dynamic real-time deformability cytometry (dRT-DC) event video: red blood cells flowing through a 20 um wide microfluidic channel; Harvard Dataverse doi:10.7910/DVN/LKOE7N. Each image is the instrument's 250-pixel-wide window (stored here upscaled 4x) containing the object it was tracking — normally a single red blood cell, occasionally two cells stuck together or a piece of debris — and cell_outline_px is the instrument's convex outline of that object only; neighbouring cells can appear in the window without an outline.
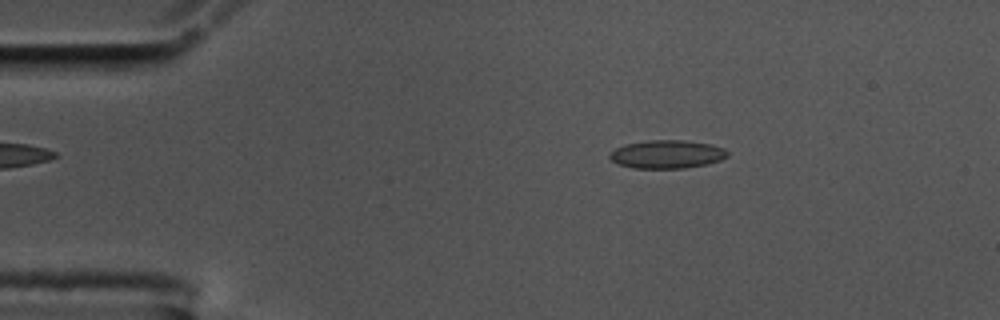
{"species": "common noctule bat (a hibernating species)", "species_latin": "Nyctalus noctula", "temperature_condition": "cold", "stored_images_in_passage": 56, "camera_frame_rate_fps": 3000, "um_per_image_px": 0.085, "animal": {"sex": "male", "body_mass_g": 17.5, "forearm_length_mm": 52.3}, "frame": {"image": 1, "passage_image": 9, "time_ms": 2.667, "image_size_px": [1000, 320], "cell_outline_px": [[728, 156], [720, 160], [708, 164], [684, 168], [632, 168], [616, 164], [608, 156], [616, 148], [624, 144], [648, 140], [684, 140], [712, 144], [724, 148], [728, 152]], "centroid_in_image_um": [56.69, 13.11], "position_along_channel_um": 28.3, "area_um2": 19.54}}
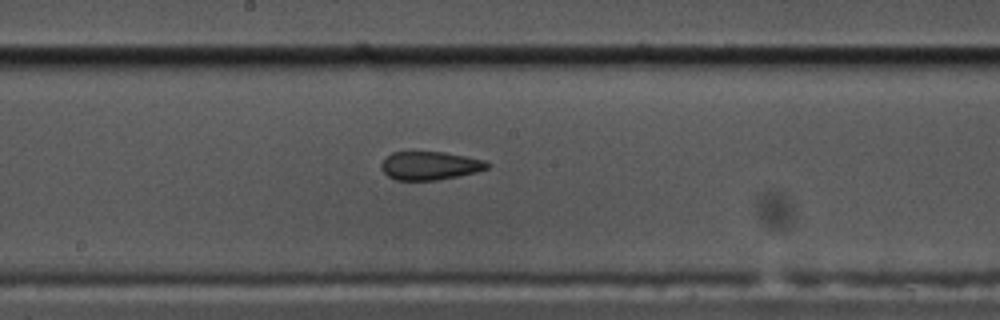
{"frame": {"image": 2, "passage_image": 29, "time_ms": 9.333, "image_size_px": [1000, 320], "cell_outline_px": [[492, 164], [488, 168], [476, 172], [436, 180], [396, 180], [388, 176], [380, 168], [380, 164], [392, 152], [444, 152], [484, 160]], "centroid_in_image_um": [36.54, 14.08], "position_along_channel_um": 211.7, "area_um2": 17.4}}
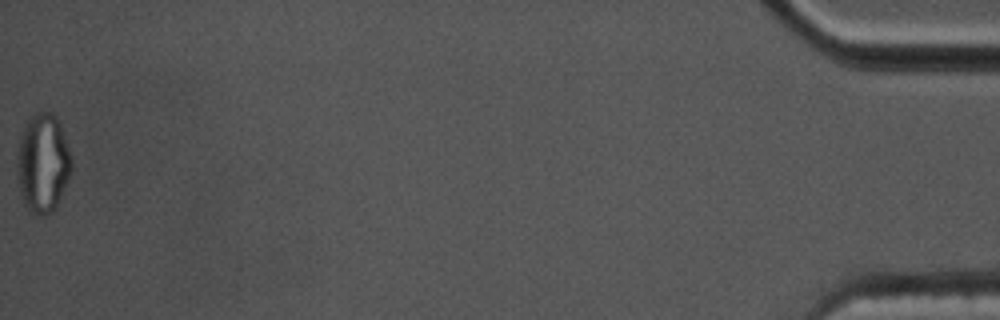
{"frame": {"image": 3, "passage_image": 56, "time_ms": 18.333, "image_size_px": [1000, 320], "cell_outline_px": [[72, 168], [68, 180], [56, 208], [52, 212], [44, 216], [40, 216], [28, 212], [24, 204], [20, 192], [16, 176], [16, 164], [20, 136], [24, 124], [28, 116], [36, 112], [52, 112], [56, 116], [64, 132], [72, 156]], "centroid_in_image_um": [3.63, 13.87], "position_along_channel_um": 431.6, "area_um2": 32.25}, "authors_computed_cell_mechanics": {"area_um2": 18.9006, "velocity_mm_per_s": 3.551, "shape_relaxation_time_tau1_ms": null, "shape_relaxation_time_tau2_ms": 1.9749, "deformation_change_tau1": null, "deformation_change_tau2": 0.0783}}